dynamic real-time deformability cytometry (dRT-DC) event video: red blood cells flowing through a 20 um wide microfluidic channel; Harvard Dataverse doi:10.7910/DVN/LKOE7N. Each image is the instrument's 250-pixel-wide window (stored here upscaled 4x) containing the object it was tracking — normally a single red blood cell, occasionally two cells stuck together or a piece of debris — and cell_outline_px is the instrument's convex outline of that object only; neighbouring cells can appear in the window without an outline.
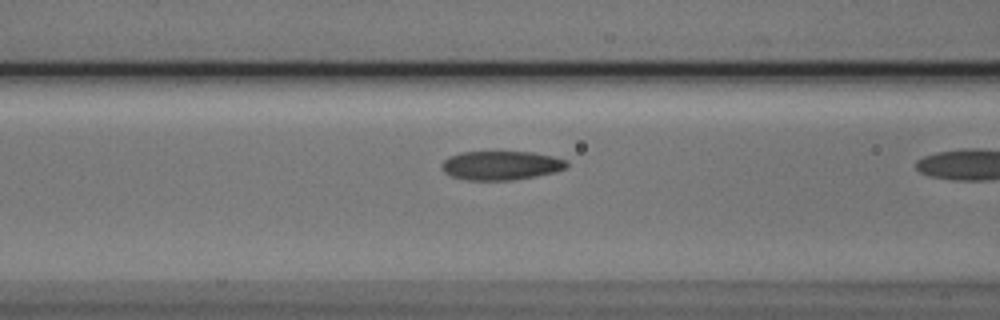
{"species": "Egyptian fruit bat (a non-hibernating species)", "species_latin": "Rousettus aegyptiacus", "temperature_condition": "cold", "stored_images_in_passage": 19, "camera_frame_rate_fps": 3000, "um_per_image_px": 0.085, "animal": {"sex": "male"}, "frame": {"image": 1, "passage_image": 18, "time_ms": 5.667, "image_size_px": [1000, 320], "cell_outline_px": [[568, 168], [556, 172], [536, 176], [512, 180], [468, 180], [452, 176], [444, 172], [440, 168], [440, 164], [448, 156], [460, 152], [532, 152], [552, 156], [568, 160]], "centroid_in_image_um": [42.59, 14.06], "position_along_channel_um": 124.0, "area_um2": 21.33}}